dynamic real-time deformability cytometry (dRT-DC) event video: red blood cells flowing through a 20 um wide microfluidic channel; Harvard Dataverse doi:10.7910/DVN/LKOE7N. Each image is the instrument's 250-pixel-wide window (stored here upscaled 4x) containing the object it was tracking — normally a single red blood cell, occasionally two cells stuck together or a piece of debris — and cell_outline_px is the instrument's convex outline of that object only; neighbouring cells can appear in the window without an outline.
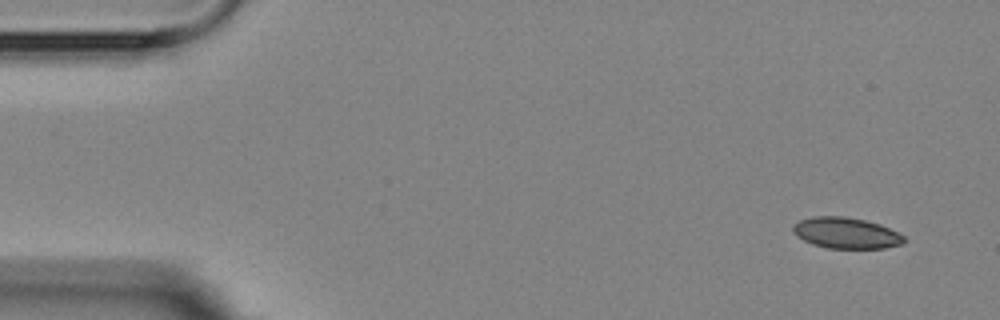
{"species": "Egyptian fruit bat (a non-hibernating species)", "species_latin": "Rousettus aegyptiacus", "temperature_condition": "room temperature", "stored_images_in_passage": 5, "camera_frame_rate_fps": 3000, "um_per_image_px": 0.085, "animal": {"sex": "female"}, "frame": {"image": 1, "passage_image": 1, "time_ms": 0.0, "image_size_px": [1000, 320], "cell_outline_px": [[908, 240], [904, 244], [884, 248], [828, 248], [812, 244], [796, 236], [792, 232], [792, 224], [800, 220], [816, 216], [844, 216], [864, 220], [880, 224], [904, 236]], "centroid_in_image_um": [71.91, 19.81], "position_along_channel_um": 13.1, "area_um2": 20.17}}
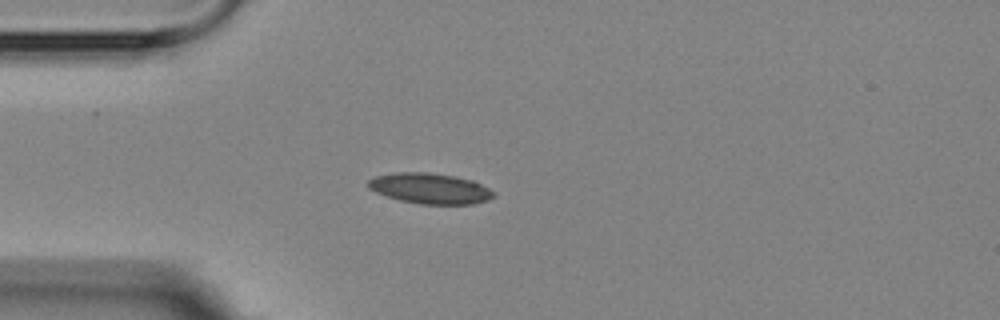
{"frame": {"image": 2, "passage_image": 4, "time_ms": 3.667, "image_size_px": [1000, 320], "cell_outline_px": [[496, 196], [488, 200], [472, 204], [420, 204], [400, 200], [376, 192], [368, 188], [368, 180], [376, 176], [396, 172], [428, 172], [456, 176], [472, 180], [488, 188]], "centroid_in_image_um": [36.55, 16.01], "position_along_channel_um": 48.4, "area_um2": 22.25}}